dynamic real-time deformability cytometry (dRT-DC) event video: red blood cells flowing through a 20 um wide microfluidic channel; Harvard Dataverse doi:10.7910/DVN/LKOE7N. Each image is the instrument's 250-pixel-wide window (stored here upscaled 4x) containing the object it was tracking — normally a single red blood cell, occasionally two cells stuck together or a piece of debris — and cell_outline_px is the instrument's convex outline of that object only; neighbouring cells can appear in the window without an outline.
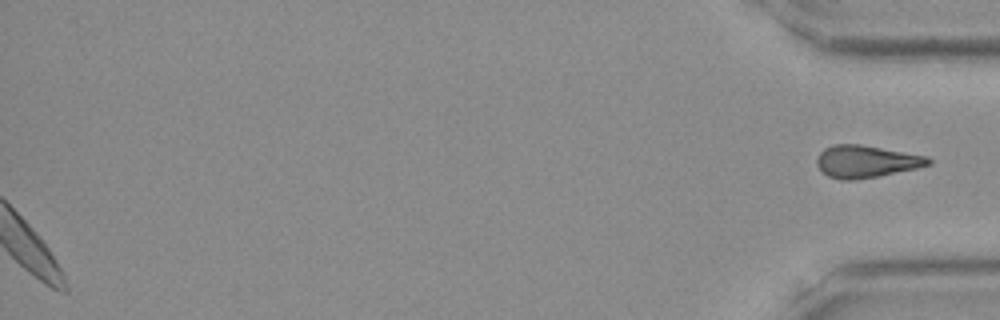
{"species": "Egyptian fruit bat (a non-hibernating species)", "species_latin": "Rousettus aegyptiacus", "temperature_condition": "room temperature", "stored_images_in_passage": 41, "segment_of_instrument_passage": [2, 2], "camera_frame_rate_fps": 3000, "um_per_image_px": 0.085, "frame": {"image": 1, "passage_image": 41, "time_ms": 13.333, "image_size_px": [1000, 320], "cell_outline_px": [[932, 164], [916, 168], [880, 176], [856, 180], [840, 180], [828, 176], [816, 164], [816, 160], [820, 152], [824, 148], [832, 144], [860, 144], [928, 156], [932, 160]], "centroid_in_image_um": [73.63, 13.72], "position_along_channel_um": 361.6, "area_um2": 21.1}}